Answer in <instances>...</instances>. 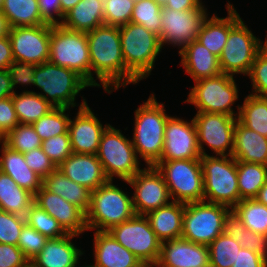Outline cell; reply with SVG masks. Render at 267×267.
<instances>
[{
    "mask_svg": "<svg viewBox=\"0 0 267 267\" xmlns=\"http://www.w3.org/2000/svg\"><path fill=\"white\" fill-rule=\"evenodd\" d=\"M96 156L109 180L117 176L126 183L142 170L132 140L126 138L120 129L112 125H109L102 133Z\"/></svg>",
    "mask_w": 267,
    "mask_h": 267,
    "instance_id": "9",
    "label": "cell"
},
{
    "mask_svg": "<svg viewBox=\"0 0 267 267\" xmlns=\"http://www.w3.org/2000/svg\"><path fill=\"white\" fill-rule=\"evenodd\" d=\"M9 25L8 22L3 15V13L0 11V37H5L9 34Z\"/></svg>",
    "mask_w": 267,
    "mask_h": 267,
    "instance_id": "58",
    "label": "cell"
},
{
    "mask_svg": "<svg viewBox=\"0 0 267 267\" xmlns=\"http://www.w3.org/2000/svg\"><path fill=\"white\" fill-rule=\"evenodd\" d=\"M162 8H170L173 10L183 11L197 8L202 0H161Z\"/></svg>",
    "mask_w": 267,
    "mask_h": 267,
    "instance_id": "56",
    "label": "cell"
},
{
    "mask_svg": "<svg viewBox=\"0 0 267 267\" xmlns=\"http://www.w3.org/2000/svg\"><path fill=\"white\" fill-rule=\"evenodd\" d=\"M230 211L227 206L206 201L185 204L181 237L208 246L224 233Z\"/></svg>",
    "mask_w": 267,
    "mask_h": 267,
    "instance_id": "12",
    "label": "cell"
},
{
    "mask_svg": "<svg viewBox=\"0 0 267 267\" xmlns=\"http://www.w3.org/2000/svg\"><path fill=\"white\" fill-rule=\"evenodd\" d=\"M53 25L11 27L8 37L11 42L16 69L26 68L49 60L50 34Z\"/></svg>",
    "mask_w": 267,
    "mask_h": 267,
    "instance_id": "14",
    "label": "cell"
},
{
    "mask_svg": "<svg viewBox=\"0 0 267 267\" xmlns=\"http://www.w3.org/2000/svg\"><path fill=\"white\" fill-rule=\"evenodd\" d=\"M42 186L51 193H55L66 201L78 206L85 213L89 210L91 190L72 181L60 170L56 169L47 175L43 179Z\"/></svg>",
    "mask_w": 267,
    "mask_h": 267,
    "instance_id": "30",
    "label": "cell"
},
{
    "mask_svg": "<svg viewBox=\"0 0 267 267\" xmlns=\"http://www.w3.org/2000/svg\"><path fill=\"white\" fill-rule=\"evenodd\" d=\"M61 25L84 33L104 25V0H80L65 14Z\"/></svg>",
    "mask_w": 267,
    "mask_h": 267,
    "instance_id": "29",
    "label": "cell"
},
{
    "mask_svg": "<svg viewBox=\"0 0 267 267\" xmlns=\"http://www.w3.org/2000/svg\"><path fill=\"white\" fill-rule=\"evenodd\" d=\"M184 211V203L171 201L145 216L155 235L163 242L181 237Z\"/></svg>",
    "mask_w": 267,
    "mask_h": 267,
    "instance_id": "28",
    "label": "cell"
},
{
    "mask_svg": "<svg viewBox=\"0 0 267 267\" xmlns=\"http://www.w3.org/2000/svg\"><path fill=\"white\" fill-rule=\"evenodd\" d=\"M231 211L238 216L246 228L252 232L267 236V206L255 198L242 199Z\"/></svg>",
    "mask_w": 267,
    "mask_h": 267,
    "instance_id": "38",
    "label": "cell"
},
{
    "mask_svg": "<svg viewBox=\"0 0 267 267\" xmlns=\"http://www.w3.org/2000/svg\"><path fill=\"white\" fill-rule=\"evenodd\" d=\"M248 76L253 88L250 94L267 98V42L256 55Z\"/></svg>",
    "mask_w": 267,
    "mask_h": 267,
    "instance_id": "45",
    "label": "cell"
},
{
    "mask_svg": "<svg viewBox=\"0 0 267 267\" xmlns=\"http://www.w3.org/2000/svg\"><path fill=\"white\" fill-rule=\"evenodd\" d=\"M47 241V237L25 223L19 235L17 246L21 249L29 262H31V260L42 251Z\"/></svg>",
    "mask_w": 267,
    "mask_h": 267,
    "instance_id": "47",
    "label": "cell"
},
{
    "mask_svg": "<svg viewBox=\"0 0 267 267\" xmlns=\"http://www.w3.org/2000/svg\"><path fill=\"white\" fill-rule=\"evenodd\" d=\"M240 199H253L267 179V165L237 161Z\"/></svg>",
    "mask_w": 267,
    "mask_h": 267,
    "instance_id": "36",
    "label": "cell"
},
{
    "mask_svg": "<svg viewBox=\"0 0 267 267\" xmlns=\"http://www.w3.org/2000/svg\"><path fill=\"white\" fill-rule=\"evenodd\" d=\"M182 57L181 65L193 81L209 78L222 73L219 57L211 53L199 41L194 40L178 51Z\"/></svg>",
    "mask_w": 267,
    "mask_h": 267,
    "instance_id": "25",
    "label": "cell"
},
{
    "mask_svg": "<svg viewBox=\"0 0 267 267\" xmlns=\"http://www.w3.org/2000/svg\"><path fill=\"white\" fill-rule=\"evenodd\" d=\"M57 169L72 181L85 186L91 191L109 180L98 157L93 154L72 153Z\"/></svg>",
    "mask_w": 267,
    "mask_h": 267,
    "instance_id": "22",
    "label": "cell"
},
{
    "mask_svg": "<svg viewBox=\"0 0 267 267\" xmlns=\"http://www.w3.org/2000/svg\"><path fill=\"white\" fill-rule=\"evenodd\" d=\"M49 62L75 71L91 86V61L86 33L53 25Z\"/></svg>",
    "mask_w": 267,
    "mask_h": 267,
    "instance_id": "8",
    "label": "cell"
},
{
    "mask_svg": "<svg viewBox=\"0 0 267 267\" xmlns=\"http://www.w3.org/2000/svg\"><path fill=\"white\" fill-rule=\"evenodd\" d=\"M134 215L132 198L115 186L113 180L91 191L90 206L86 213L88 230L109 231Z\"/></svg>",
    "mask_w": 267,
    "mask_h": 267,
    "instance_id": "6",
    "label": "cell"
},
{
    "mask_svg": "<svg viewBox=\"0 0 267 267\" xmlns=\"http://www.w3.org/2000/svg\"><path fill=\"white\" fill-rule=\"evenodd\" d=\"M238 88L234 76L221 73L220 75L202 78L195 81L194 87L188 94V102L193 104L197 112L222 113L237 117L240 113V105L237 112L233 111V104L238 100Z\"/></svg>",
    "mask_w": 267,
    "mask_h": 267,
    "instance_id": "11",
    "label": "cell"
},
{
    "mask_svg": "<svg viewBox=\"0 0 267 267\" xmlns=\"http://www.w3.org/2000/svg\"><path fill=\"white\" fill-rule=\"evenodd\" d=\"M109 125H102L83 98L76 117L69 121L68 133L73 153L96 155L102 133Z\"/></svg>",
    "mask_w": 267,
    "mask_h": 267,
    "instance_id": "19",
    "label": "cell"
},
{
    "mask_svg": "<svg viewBox=\"0 0 267 267\" xmlns=\"http://www.w3.org/2000/svg\"><path fill=\"white\" fill-rule=\"evenodd\" d=\"M253 34L235 7L230 4V32L219 56L222 73L231 76L239 73L248 75L256 55L267 42V37L263 44V41Z\"/></svg>",
    "mask_w": 267,
    "mask_h": 267,
    "instance_id": "5",
    "label": "cell"
},
{
    "mask_svg": "<svg viewBox=\"0 0 267 267\" xmlns=\"http://www.w3.org/2000/svg\"><path fill=\"white\" fill-rule=\"evenodd\" d=\"M238 120L247 128L267 137V98L249 94L240 106Z\"/></svg>",
    "mask_w": 267,
    "mask_h": 267,
    "instance_id": "37",
    "label": "cell"
},
{
    "mask_svg": "<svg viewBox=\"0 0 267 267\" xmlns=\"http://www.w3.org/2000/svg\"><path fill=\"white\" fill-rule=\"evenodd\" d=\"M34 204V194L21 188L9 175L0 171V210L26 217Z\"/></svg>",
    "mask_w": 267,
    "mask_h": 267,
    "instance_id": "31",
    "label": "cell"
},
{
    "mask_svg": "<svg viewBox=\"0 0 267 267\" xmlns=\"http://www.w3.org/2000/svg\"><path fill=\"white\" fill-rule=\"evenodd\" d=\"M154 166L162 174L172 201L184 204L204 201L200 159L158 161Z\"/></svg>",
    "mask_w": 267,
    "mask_h": 267,
    "instance_id": "10",
    "label": "cell"
},
{
    "mask_svg": "<svg viewBox=\"0 0 267 267\" xmlns=\"http://www.w3.org/2000/svg\"><path fill=\"white\" fill-rule=\"evenodd\" d=\"M1 141L10 149L26 153L42 145V139L32 124H18Z\"/></svg>",
    "mask_w": 267,
    "mask_h": 267,
    "instance_id": "42",
    "label": "cell"
},
{
    "mask_svg": "<svg viewBox=\"0 0 267 267\" xmlns=\"http://www.w3.org/2000/svg\"><path fill=\"white\" fill-rule=\"evenodd\" d=\"M22 84L21 72L17 69L0 70V100L11 97L16 85Z\"/></svg>",
    "mask_w": 267,
    "mask_h": 267,
    "instance_id": "53",
    "label": "cell"
},
{
    "mask_svg": "<svg viewBox=\"0 0 267 267\" xmlns=\"http://www.w3.org/2000/svg\"><path fill=\"white\" fill-rule=\"evenodd\" d=\"M165 105L158 103L155 94H151L135 110V126L132 145L138 158H142L147 166H154L162 156L164 147V130L167 119Z\"/></svg>",
    "mask_w": 267,
    "mask_h": 267,
    "instance_id": "4",
    "label": "cell"
},
{
    "mask_svg": "<svg viewBox=\"0 0 267 267\" xmlns=\"http://www.w3.org/2000/svg\"><path fill=\"white\" fill-rule=\"evenodd\" d=\"M96 267H143L142 262L123 247L108 231L94 232Z\"/></svg>",
    "mask_w": 267,
    "mask_h": 267,
    "instance_id": "23",
    "label": "cell"
},
{
    "mask_svg": "<svg viewBox=\"0 0 267 267\" xmlns=\"http://www.w3.org/2000/svg\"><path fill=\"white\" fill-rule=\"evenodd\" d=\"M119 33L126 65V86L137 84L151 74L157 56L162 51L159 36L131 22L119 26Z\"/></svg>",
    "mask_w": 267,
    "mask_h": 267,
    "instance_id": "3",
    "label": "cell"
},
{
    "mask_svg": "<svg viewBox=\"0 0 267 267\" xmlns=\"http://www.w3.org/2000/svg\"><path fill=\"white\" fill-rule=\"evenodd\" d=\"M68 110L69 108L55 107L32 124L42 141L68 132L71 118L65 113Z\"/></svg>",
    "mask_w": 267,
    "mask_h": 267,
    "instance_id": "40",
    "label": "cell"
},
{
    "mask_svg": "<svg viewBox=\"0 0 267 267\" xmlns=\"http://www.w3.org/2000/svg\"><path fill=\"white\" fill-rule=\"evenodd\" d=\"M201 267H213L210 263L204 265V266H201Z\"/></svg>",
    "mask_w": 267,
    "mask_h": 267,
    "instance_id": "61",
    "label": "cell"
},
{
    "mask_svg": "<svg viewBox=\"0 0 267 267\" xmlns=\"http://www.w3.org/2000/svg\"><path fill=\"white\" fill-rule=\"evenodd\" d=\"M11 97L20 124H33L55 108L34 91L15 92Z\"/></svg>",
    "mask_w": 267,
    "mask_h": 267,
    "instance_id": "34",
    "label": "cell"
},
{
    "mask_svg": "<svg viewBox=\"0 0 267 267\" xmlns=\"http://www.w3.org/2000/svg\"><path fill=\"white\" fill-rule=\"evenodd\" d=\"M41 147L56 167L73 153L68 132L43 140Z\"/></svg>",
    "mask_w": 267,
    "mask_h": 267,
    "instance_id": "46",
    "label": "cell"
},
{
    "mask_svg": "<svg viewBox=\"0 0 267 267\" xmlns=\"http://www.w3.org/2000/svg\"><path fill=\"white\" fill-rule=\"evenodd\" d=\"M2 4H3V0H0V9L2 7Z\"/></svg>",
    "mask_w": 267,
    "mask_h": 267,
    "instance_id": "62",
    "label": "cell"
},
{
    "mask_svg": "<svg viewBox=\"0 0 267 267\" xmlns=\"http://www.w3.org/2000/svg\"><path fill=\"white\" fill-rule=\"evenodd\" d=\"M204 201L232 209L240 199L237 161L232 156L205 155L200 158Z\"/></svg>",
    "mask_w": 267,
    "mask_h": 267,
    "instance_id": "7",
    "label": "cell"
},
{
    "mask_svg": "<svg viewBox=\"0 0 267 267\" xmlns=\"http://www.w3.org/2000/svg\"><path fill=\"white\" fill-rule=\"evenodd\" d=\"M237 119V117L222 113H196L193 120L201 156L209 155L205 151L204 144L208 145L215 155L232 156Z\"/></svg>",
    "mask_w": 267,
    "mask_h": 267,
    "instance_id": "15",
    "label": "cell"
},
{
    "mask_svg": "<svg viewBox=\"0 0 267 267\" xmlns=\"http://www.w3.org/2000/svg\"><path fill=\"white\" fill-rule=\"evenodd\" d=\"M133 187V209L136 215H146L170 203L168 187L155 166L144 167L126 181Z\"/></svg>",
    "mask_w": 267,
    "mask_h": 267,
    "instance_id": "17",
    "label": "cell"
},
{
    "mask_svg": "<svg viewBox=\"0 0 267 267\" xmlns=\"http://www.w3.org/2000/svg\"><path fill=\"white\" fill-rule=\"evenodd\" d=\"M18 124L20 123L14 109L12 97L0 100V140Z\"/></svg>",
    "mask_w": 267,
    "mask_h": 267,
    "instance_id": "50",
    "label": "cell"
},
{
    "mask_svg": "<svg viewBox=\"0 0 267 267\" xmlns=\"http://www.w3.org/2000/svg\"><path fill=\"white\" fill-rule=\"evenodd\" d=\"M76 234H67L56 239H48L42 251L34 257L30 264L34 267H76L79 257L84 253L78 249L72 239Z\"/></svg>",
    "mask_w": 267,
    "mask_h": 267,
    "instance_id": "24",
    "label": "cell"
},
{
    "mask_svg": "<svg viewBox=\"0 0 267 267\" xmlns=\"http://www.w3.org/2000/svg\"><path fill=\"white\" fill-rule=\"evenodd\" d=\"M0 11L10 28L46 24L41 18L38 0H3Z\"/></svg>",
    "mask_w": 267,
    "mask_h": 267,
    "instance_id": "33",
    "label": "cell"
},
{
    "mask_svg": "<svg viewBox=\"0 0 267 267\" xmlns=\"http://www.w3.org/2000/svg\"><path fill=\"white\" fill-rule=\"evenodd\" d=\"M228 16L219 18L215 13L203 22L197 41L205 46L211 53L219 57L227 42L230 32V3L226 5Z\"/></svg>",
    "mask_w": 267,
    "mask_h": 267,
    "instance_id": "32",
    "label": "cell"
},
{
    "mask_svg": "<svg viewBox=\"0 0 267 267\" xmlns=\"http://www.w3.org/2000/svg\"><path fill=\"white\" fill-rule=\"evenodd\" d=\"M134 3H138L139 1H141V0H132Z\"/></svg>",
    "mask_w": 267,
    "mask_h": 267,
    "instance_id": "63",
    "label": "cell"
},
{
    "mask_svg": "<svg viewBox=\"0 0 267 267\" xmlns=\"http://www.w3.org/2000/svg\"><path fill=\"white\" fill-rule=\"evenodd\" d=\"M38 5L41 18L46 24H62L65 15L61 12L60 0H38Z\"/></svg>",
    "mask_w": 267,
    "mask_h": 267,
    "instance_id": "52",
    "label": "cell"
},
{
    "mask_svg": "<svg viewBox=\"0 0 267 267\" xmlns=\"http://www.w3.org/2000/svg\"><path fill=\"white\" fill-rule=\"evenodd\" d=\"M203 2L192 10H173L161 8V32L159 40L165 44L178 46L182 50L190 42L197 40V35L208 17Z\"/></svg>",
    "mask_w": 267,
    "mask_h": 267,
    "instance_id": "16",
    "label": "cell"
},
{
    "mask_svg": "<svg viewBox=\"0 0 267 267\" xmlns=\"http://www.w3.org/2000/svg\"><path fill=\"white\" fill-rule=\"evenodd\" d=\"M25 223L24 217L0 210V243L17 246Z\"/></svg>",
    "mask_w": 267,
    "mask_h": 267,
    "instance_id": "48",
    "label": "cell"
},
{
    "mask_svg": "<svg viewBox=\"0 0 267 267\" xmlns=\"http://www.w3.org/2000/svg\"><path fill=\"white\" fill-rule=\"evenodd\" d=\"M108 232L143 265L157 264L162 242L155 235L145 215L135 214L126 222L113 226Z\"/></svg>",
    "mask_w": 267,
    "mask_h": 267,
    "instance_id": "13",
    "label": "cell"
},
{
    "mask_svg": "<svg viewBox=\"0 0 267 267\" xmlns=\"http://www.w3.org/2000/svg\"><path fill=\"white\" fill-rule=\"evenodd\" d=\"M25 220L28 225L48 239H56L68 234L54 217L36 204L29 208Z\"/></svg>",
    "mask_w": 267,
    "mask_h": 267,
    "instance_id": "43",
    "label": "cell"
},
{
    "mask_svg": "<svg viewBox=\"0 0 267 267\" xmlns=\"http://www.w3.org/2000/svg\"><path fill=\"white\" fill-rule=\"evenodd\" d=\"M197 130L192 118L187 122L170 116L164 130V147L159 161L200 159Z\"/></svg>",
    "mask_w": 267,
    "mask_h": 267,
    "instance_id": "18",
    "label": "cell"
},
{
    "mask_svg": "<svg viewBox=\"0 0 267 267\" xmlns=\"http://www.w3.org/2000/svg\"><path fill=\"white\" fill-rule=\"evenodd\" d=\"M76 267H78V265H77ZM79 267H96V266L93 265V264H92V265H86V264H85V266H79Z\"/></svg>",
    "mask_w": 267,
    "mask_h": 267,
    "instance_id": "60",
    "label": "cell"
},
{
    "mask_svg": "<svg viewBox=\"0 0 267 267\" xmlns=\"http://www.w3.org/2000/svg\"><path fill=\"white\" fill-rule=\"evenodd\" d=\"M161 0H141L134 4L130 22L144 26L154 34L161 32Z\"/></svg>",
    "mask_w": 267,
    "mask_h": 267,
    "instance_id": "41",
    "label": "cell"
},
{
    "mask_svg": "<svg viewBox=\"0 0 267 267\" xmlns=\"http://www.w3.org/2000/svg\"><path fill=\"white\" fill-rule=\"evenodd\" d=\"M16 69L10 39L0 37V70Z\"/></svg>",
    "mask_w": 267,
    "mask_h": 267,
    "instance_id": "55",
    "label": "cell"
},
{
    "mask_svg": "<svg viewBox=\"0 0 267 267\" xmlns=\"http://www.w3.org/2000/svg\"><path fill=\"white\" fill-rule=\"evenodd\" d=\"M224 232L239 242L242 248L251 250L267 259V236L248 230L232 211L225 219Z\"/></svg>",
    "mask_w": 267,
    "mask_h": 267,
    "instance_id": "35",
    "label": "cell"
},
{
    "mask_svg": "<svg viewBox=\"0 0 267 267\" xmlns=\"http://www.w3.org/2000/svg\"><path fill=\"white\" fill-rule=\"evenodd\" d=\"M232 267H267V259L246 248H241Z\"/></svg>",
    "mask_w": 267,
    "mask_h": 267,
    "instance_id": "54",
    "label": "cell"
},
{
    "mask_svg": "<svg viewBox=\"0 0 267 267\" xmlns=\"http://www.w3.org/2000/svg\"><path fill=\"white\" fill-rule=\"evenodd\" d=\"M134 4L132 0H104V25L128 24L132 17Z\"/></svg>",
    "mask_w": 267,
    "mask_h": 267,
    "instance_id": "44",
    "label": "cell"
},
{
    "mask_svg": "<svg viewBox=\"0 0 267 267\" xmlns=\"http://www.w3.org/2000/svg\"><path fill=\"white\" fill-rule=\"evenodd\" d=\"M208 263V246L180 237L162 242L155 267H201Z\"/></svg>",
    "mask_w": 267,
    "mask_h": 267,
    "instance_id": "21",
    "label": "cell"
},
{
    "mask_svg": "<svg viewBox=\"0 0 267 267\" xmlns=\"http://www.w3.org/2000/svg\"><path fill=\"white\" fill-rule=\"evenodd\" d=\"M233 140L232 157L236 161L267 165V137L245 127L237 119Z\"/></svg>",
    "mask_w": 267,
    "mask_h": 267,
    "instance_id": "26",
    "label": "cell"
},
{
    "mask_svg": "<svg viewBox=\"0 0 267 267\" xmlns=\"http://www.w3.org/2000/svg\"><path fill=\"white\" fill-rule=\"evenodd\" d=\"M86 36L91 61V87H101L102 84L107 93L121 86L126 87V65L119 26L102 25L86 33ZM93 74L101 84L96 82Z\"/></svg>",
    "mask_w": 267,
    "mask_h": 267,
    "instance_id": "1",
    "label": "cell"
},
{
    "mask_svg": "<svg viewBox=\"0 0 267 267\" xmlns=\"http://www.w3.org/2000/svg\"><path fill=\"white\" fill-rule=\"evenodd\" d=\"M34 204L54 217L67 233L80 236L88 231L86 213L43 186L34 195Z\"/></svg>",
    "mask_w": 267,
    "mask_h": 267,
    "instance_id": "20",
    "label": "cell"
},
{
    "mask_svg": "<svg viewBox=\"0 0 267 267\" xmlns=\"http://www.w3.org/2000/svg\"><path fill=\"white\" fill-rule=\"evenodd\" d=\"M208 248L209 263L213 267H232L242 247L224 232L210 243Z\"/></svg>",
    "mask_w": 267,
    "mask_h": 267,
    "instance_id": "39",
    "label": "cell"
},
{
    "mask_svg": "<svg viewBox=\"0 0 267 267\" xmlns=\"http://www.w3.org/2000/svg\"><path fill=\"white\" fill-rule=\"evenodd\" d=\"M26 164L42 179L57 169L52 160L43 152L42 147L24 153Z\"/></svg>",
    "mask_w": 267,
    "mask_h": 267,
    "instance_id": "49",
    "label": "cell"
},
{
    "mask_svg": "<svg viewBox=\"0 0 267 267\" xmlns=\"http://www.w3.org/2000/svg\"><path fill=\"white\" fill-rule=\"evenodd\" d=\"M1 143L0 171L35 195L42 187L43 179L29 168L23 153L10 149L2 141Z\"/></svg>",
    "mask_w": 267,
    "mask_h": 267,
    "instance_id": "27",
    "label": "cell"
},
{
    "mask_svg": "<svg viewBox=\"0 0 267 267\" xmlns=\"http://www.w3.org/2000/svg\"><path fill=\"white\" fill-rule=\"evenodd\" d=\"M255 199L259 203H262V204L267 206V179H266L265 184L259 190V192H258L257 196L255 197Z\"/></svg>",
    "mask_w": 267,
    "mask_h": 267,
    "instance_id": "59",
    "label": "cell"
},
{
    "mask_svg": "<svg viewBox=\"0 0 267 267\" xmlns=\"http://www.w3.org/2000/svg\"><path fill=\"white\" fill-rule=\"evenodd\" d=\"M29 264L18 246L0 243V267H27Z\"/></svg>",
    "mask_w": 267,
    "mask_h": 267,
    "instance_id": "51",
    "label": "cell"
},
{
    "mask_svg": "<svg viewBox=\"0 0 267 267\" xmlns=\"http://www.w3.org/2000/svg\"><path fill=\"white\" fill-rule=\"evenodd\" d=\"M21 85H35L44 93H37L53 107L76 106V96L91 87L75 71L49 61L26 68L21 72Z\"/></svg>",
    "mask_w": 267,
    "mask_h": 267,
    "instance_id": "2",
    "label": "cell"
},
{
    "mask_svg": "<svg viewBox=\"0 0 267 267\" xmlns=\"http://www.w3.org/2000/svg\"><path fill=\"white\" fill-rule=\"evenodd\" d=\"M80 0H60L61 12L65 15L69 10L76 6Z\"/></svg>",
    "mask_w": 267,
    "mask_h": 267,
    "instance_id": "57",
    "label": "cell"
}]
</instances>
